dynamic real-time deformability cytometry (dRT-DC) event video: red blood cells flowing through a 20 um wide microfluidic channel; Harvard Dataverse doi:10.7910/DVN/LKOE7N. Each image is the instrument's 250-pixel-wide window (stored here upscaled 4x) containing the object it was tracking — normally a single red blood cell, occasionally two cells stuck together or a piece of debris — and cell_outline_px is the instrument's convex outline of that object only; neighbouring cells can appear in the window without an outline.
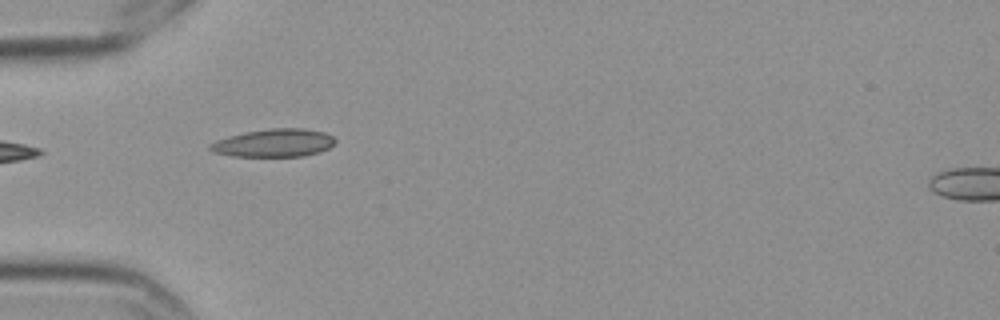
{"species": "Egyptian fruit bat (a non-hibernating species)", "species_latin": "Rousettus aegyptiacus", "temperature_condition": "cold", "stored_images_in_passage": 3, "camera_frame_rate_fps": 3000, "um_per_image_px": 0.085, "frame": {"image": 1, "passage_image": 2, "time_ms": 0.333, "image_size_px": [1000, 320], "cell_outline_px": [[336, 140], [328, 148], [320, 152], [304, 156], [232, 156], [212, 152], [208, 148], [208, 144], [216, 140], [228, 136], [244, 132], [268, 128], [304, 128], [324, 132], [332, 136]], "centroid_in_image_um": [23.25, 12.14], "position_along_channel_um": 61.8, "area_um2": 20.52}}
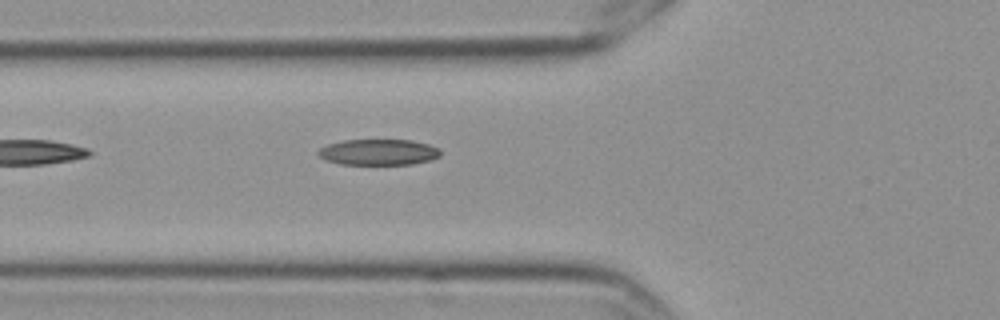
{"frame": {"image": 2, "passage_image": 3, "time_ms": 0.667, "image_size_px": [1000, 320], "cell_outline_px": [[440, 156], [432, 160], [412, 164], [340, 164], [328, 160], [320, 156], [316, 152], [320, 148], [328, 144], [344, 140], [412, 140], [428, 144], [440, 148]], "centroid_in_image_um": [32.21, 12.93], "position_along_channel_um": 93.6, "area_um2": 18.44}}